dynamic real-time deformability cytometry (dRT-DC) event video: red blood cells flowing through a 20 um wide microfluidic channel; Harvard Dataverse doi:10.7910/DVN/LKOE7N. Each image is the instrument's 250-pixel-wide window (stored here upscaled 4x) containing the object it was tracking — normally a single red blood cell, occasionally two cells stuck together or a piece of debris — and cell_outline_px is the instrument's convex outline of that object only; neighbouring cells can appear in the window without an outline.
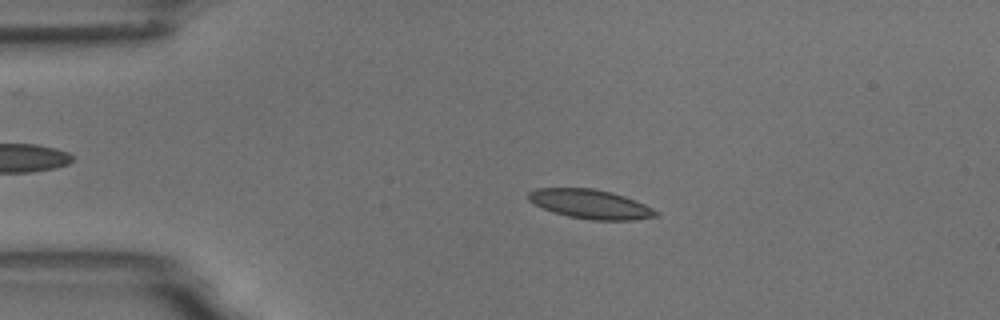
{"species": "common noctule bat (a hibernating species)", "species_latin": "Nyctalus noctula", "temperature_condition": "room temperature", "stored_images_in_passage": 3, "camera_frame_rate_fps": 3000, "um_per_image_px": 0.085, "animal": {"sex": "male", "body_mass_g": 18.8}, "frame": {"image": 1, "passage_image": 2, "time_ms": 1.333, "image_size_px": [1000, 320], "cell_outline_px": [[660, 212], [656, 216], [632, 220], [592, 220], [568, 216], [544, 208], [528, 200], [528, 192], [536, 188], [592, 188], [612, 192], [636, 200]], "centroid_in_image_um": [50.2, 17.34], "position_along_channel_um": 34.8, "area_um2": 21.5}}